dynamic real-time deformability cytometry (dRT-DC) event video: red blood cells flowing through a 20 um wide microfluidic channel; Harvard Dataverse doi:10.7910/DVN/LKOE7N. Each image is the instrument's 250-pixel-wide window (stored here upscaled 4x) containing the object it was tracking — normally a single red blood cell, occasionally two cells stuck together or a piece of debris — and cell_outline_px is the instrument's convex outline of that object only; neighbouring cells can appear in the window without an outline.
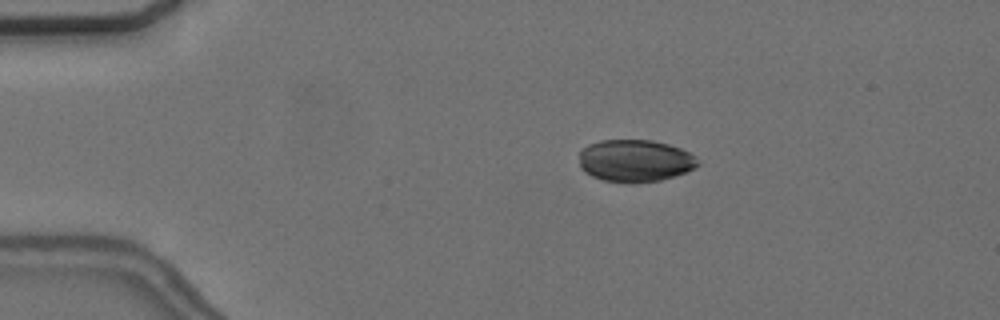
{"species": "common noctule bat (a hibernating species)", "species_latin": "Nyctalus noctula", "temperature_condition": "cold", "stored_images_in_passage": 55, "camera_frame_rate_fps": 3000, "um_per_image_px": 0.085, "animal": {"sex": "female", "body_mass_g": 24.6, "forearm_length_mm": 56.2}, "frame": {"image": 1, "passage_image": 10, "time_ms": 3.0, "image_size_px": [1000, 320], "cell_outline_px": [[700, 164], [684, 172], [660, 180], [628, 184], [604, 180], [592, 176], [584, 172], [580, 168], [580, 152], [588, 144], [600, 140], [652, 140], [668, 144], [680, 148], [696, 156]], "centroid_in_image_um": [53.95, 13.66], "position_along_channel_um": 31.0, "area_um2": 29.25}}
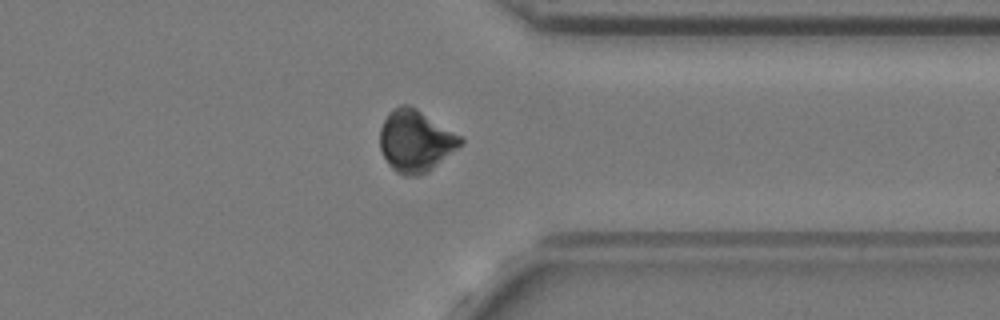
{"frame": {"image": 2, "passage_image": 43, "time_ms": 14.0, "image_size_px": [1000, 320], "cell_outline_px": [[464, 144], [428, 172], [420, 176], [404, 176], [396, 172], [388, 164], [380, 148], [380, 128], [388, 112], [392, 108], [400, 104], [408, 104], [416, 108], [464, 136]], "centroid_in_image_um": [35.36, 11.98], "position_along_channel_um": 376.0, "area_um2": 29.59}}
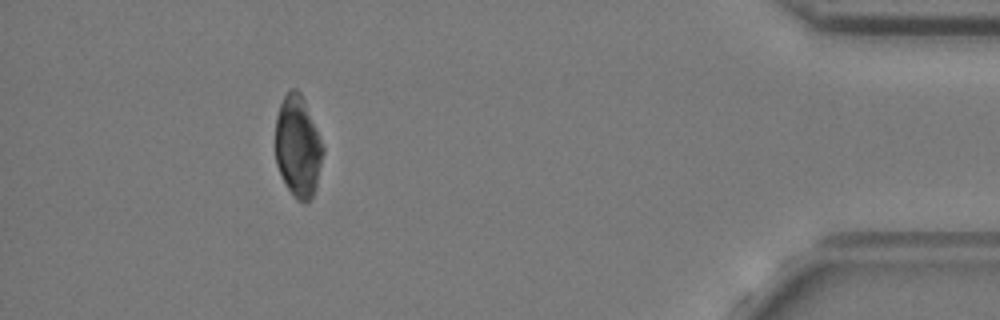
{"frame": {"image": 3, "passage_image": 50, "time_ms": 16.333, "image_size_px": [1000, 320], "cell_outline_px": [[324, 152], [316, 188], [312, 196], [304, 204], [296, 200], [292, 196], [276, 164], [276, 116], [280, 104], [284, 96], [292, 88], [296, 88], [300, 92], [304, 100], [316, 128], [324, 148]], "centroid_in_image_um": [25.32, 12.48], "position_along_channel_um": 409.9, "area_um2": 27.98}, "authors_computed_cell_mechanics": {"area_um2": 28.3798, "velocity_mm_per_s": 3.6736, "shape_relaxation_time_tau1_ms": 2.9326, "shape_relaxation_time_tau2_ms": 5.0262, "deformation_change_tau1": 0.0896, "deformation_change_tau2": 0.0365}}